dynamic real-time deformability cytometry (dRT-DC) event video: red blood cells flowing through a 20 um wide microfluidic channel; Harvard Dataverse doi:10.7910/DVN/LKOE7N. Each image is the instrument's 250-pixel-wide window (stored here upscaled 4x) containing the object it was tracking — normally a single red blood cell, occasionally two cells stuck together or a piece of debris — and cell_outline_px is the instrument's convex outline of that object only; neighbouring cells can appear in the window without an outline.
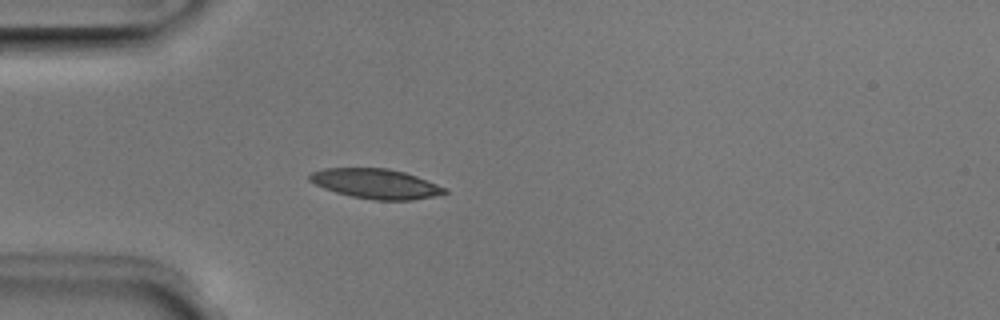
{"species": "Egyptian fruit bat (a non-hibernating species)", "species_latin": "Rousettus aegyptiacus", "temperature_condition": "room temperature", "stored_images_in_passage": 1, "camera_frame_rate_fps": 3000, "um_per_image_px": 0.085, "animal": {"sex": "male"}, "frame": {"image": 1, "passage_image": 1, "time_ms": 0.0, "image_size_px": [1000, 320], "cell_outline_px": [[448, 192], [432, 196], [412, 200], [376, 200], [352, 196], [336, 192], [324, 188], [308, 180], [308, 176], [312, 172], [324, 168], [388, 168], [404, 172], [416, 176], [436, 184], [444, 188]], "centroid_in_image_um": [31.9, 15.61], "position_along_channel_um": 53.1, "area_um2": 23.12}}